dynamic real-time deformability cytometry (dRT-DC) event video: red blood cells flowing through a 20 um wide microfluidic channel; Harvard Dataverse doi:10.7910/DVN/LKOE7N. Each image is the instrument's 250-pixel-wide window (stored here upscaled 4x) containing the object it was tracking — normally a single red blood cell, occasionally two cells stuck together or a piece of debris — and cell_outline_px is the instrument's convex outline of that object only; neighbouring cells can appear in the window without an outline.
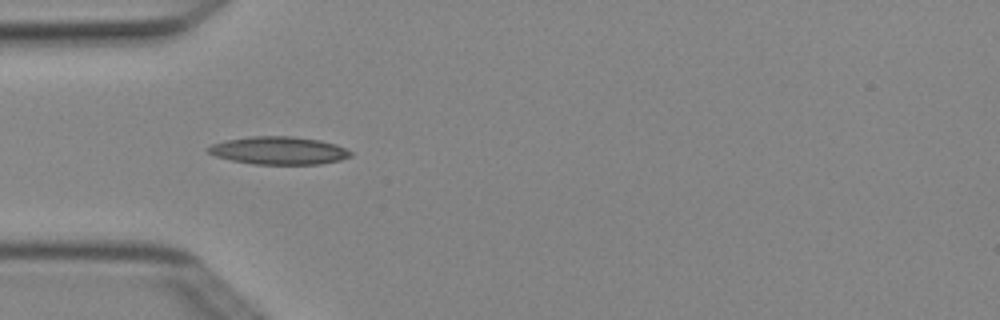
{"species": "Egyptian fruit bat (a non-hibernating species)", "species_latin": "Rousettus aegyptiacus", "temperature_condition": "cold", "stored_images_in_passage": 5, "camera_frame_rate_fps": 3000, "um_per_image_px": 0.085, "animal": {"sex": "female"}, "frame": {"image": 1, "passage_image": 3, "time_ms": 0.667, "image_size_px": [1000, 320], "cell_outline_px": [[352, 156], [340, 160], [320, 164], [252, 164], [232, 160], [216, 156], [208, 152], [204, 148], [212, 144], [224, 140], [252, 136], [292, 136], [320, 140], [336, 144], [352, 152]], "centroid_in_image_um": [23.68, 12.79], "position_along_channel_um": 61.3, "area_um2": 23.18}}
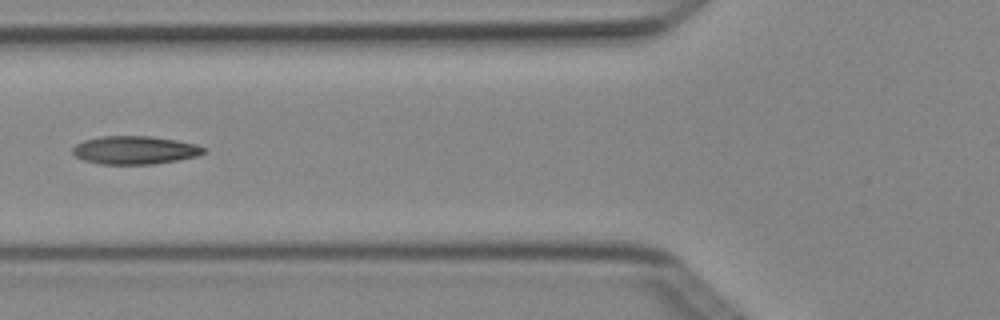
{"frame": {"image": 2, "passage_image": 4, "time_ms": 1.0, "image_size_px": [1000, 320], "cell_outline_px": [[204, 152], [200, 156], [152, 164], [100, 164], [84, 160], [76, 156], [72, 152], [72, 148], [76, 144], [84, 140], [100, 136], [152, 136], [176, 140], [196, 144], [204, 148]], "centroid_in_image_um": [11.45, 12.75], "position_along_channel_um": 114.4, "area_um2": 21.5}}
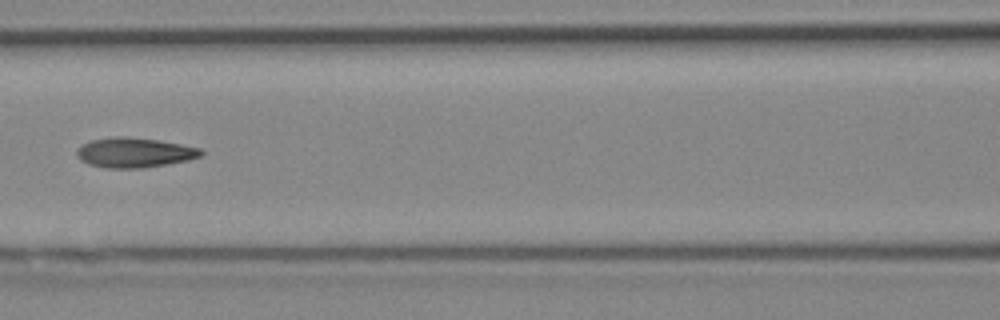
{"frame": {"image": 3, "passage_image": 5, "time_ms": 1.333, "image_size_px": [1000, 320], "cell_outline_px": [[204, 152], [200, 156], [188, 160], [168, 164], [144, 168], [104, 168], [88, 164], [80, 160], [76, 156], [76, 148], [92, 140], [116, 136], [128, 136], [160, 140], [200, 148]], "centroid_in_image_um": [11.4, 12.97], "position_along_channel_um": 155.2, "area_um2": 21.79}}